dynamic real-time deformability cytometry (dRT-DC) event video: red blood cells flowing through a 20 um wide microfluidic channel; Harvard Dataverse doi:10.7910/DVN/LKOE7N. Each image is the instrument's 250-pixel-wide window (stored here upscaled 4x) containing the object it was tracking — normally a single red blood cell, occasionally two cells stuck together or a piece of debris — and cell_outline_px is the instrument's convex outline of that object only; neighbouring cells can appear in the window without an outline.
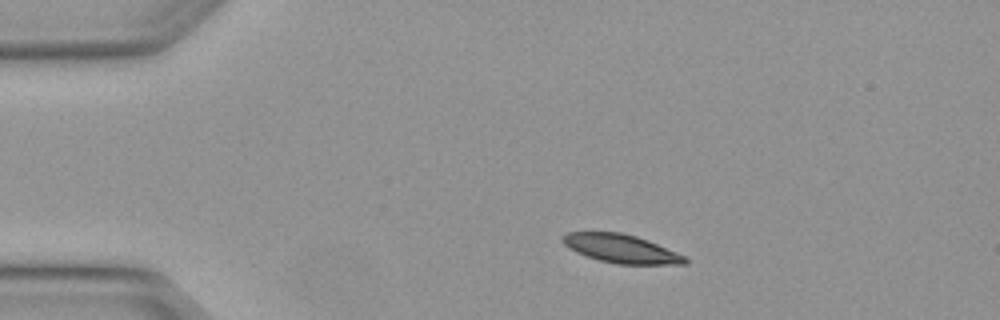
{"species": "Egyptian fruit bat (a non-hibernating species)", "species_latin": "Rousettus aegyptiacus", "temperature_condition": "warm", "stored_images_in_passage": 5, "camera_frame_rate_fps": 3000, "um_per_image_px": 0.085, "animal": {"sex": "female"}, "frame": {"image": 1, "passage_image": 2, "time_ms": 0.333, "image_size_px": [1000, 320], "cell_outline_px": [[688, 264], [616, 264], [600, 260], [576, 252], [568, 248], [564, 244], [560, 236], [568, 232], [620, 232], [636, 236], [688, 256]], "centroid_in_image_um": [52.81, 21.13], "position_along_channel_um": 32.2, "area_um2": 20.35}}
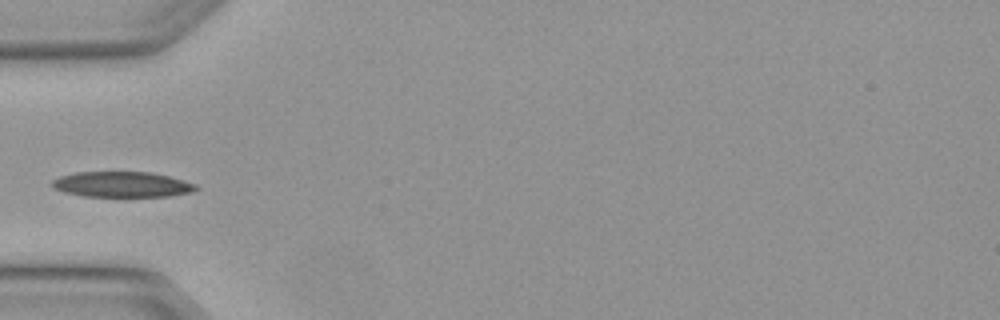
{"frame": {"image": 2, "passage_image": 4, "time_ms": 1.0, "image_size_px": [1000, 320], "cell_outline_px": [[200, 188], [192, 192], [168, 196], [84, 196], [64, 192], [52, 188], [52, 180], [60, 176], [76, 172], [152, 172], [168, 176], [196, 184]], "centroid_in_image_um": [10.37, 15.67], "position_along_channel_um": 74.6, "area_um2": 21.33}}
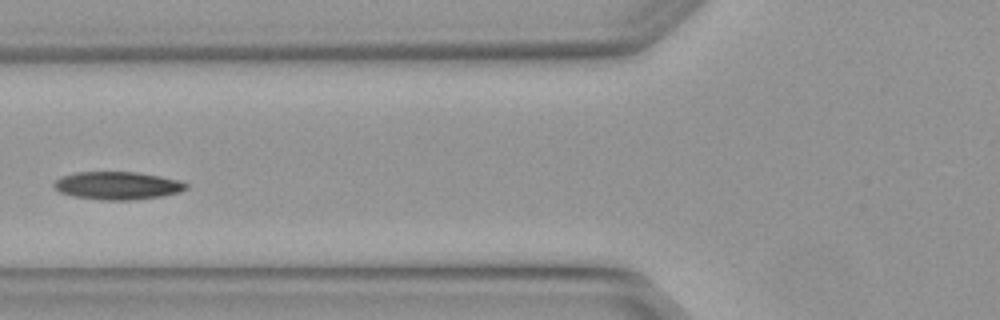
{"frame": {"image": 3, "passage_image": 5, "time_ms": 1.333, "image_size_px": [1000, 320], "cell_outline_px": [[188, 188], [180, 192], [164, 196], [132, 200], [100, 200], [72, 196], [60, 192], [52, 184], [60, 176], [76, 172], [136, 172], [160, 176], [180, 180], [188, 184]], "centroid_in_image_um": [10.0, 15.78], "position_along_channel_um": 115.8, "area_um2": 21.68}}